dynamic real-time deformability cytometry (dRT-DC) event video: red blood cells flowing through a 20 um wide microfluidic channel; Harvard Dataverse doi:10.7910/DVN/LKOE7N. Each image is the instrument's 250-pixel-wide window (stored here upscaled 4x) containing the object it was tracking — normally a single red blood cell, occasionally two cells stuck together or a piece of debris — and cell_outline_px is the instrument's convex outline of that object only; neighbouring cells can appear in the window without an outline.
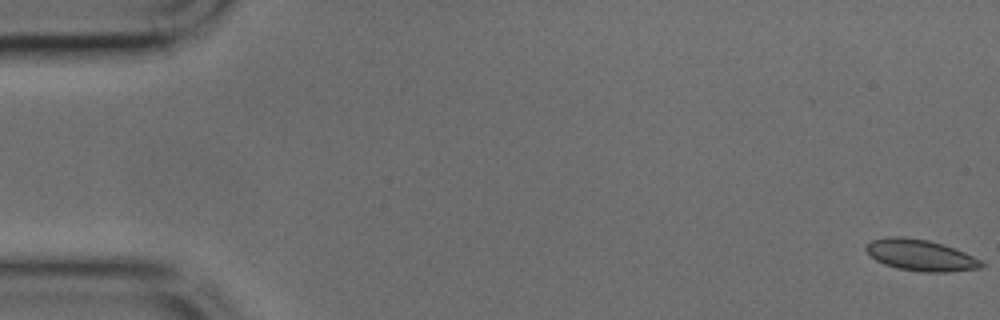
{"species": "common noctule bat (a hibernating species)", "species_latin": "Nyctalus noctula", "temperature_condition": "cold", "stored_images_in_passage": 12, "camera_frame_rate_fps": 3000, "um_per_image_px": 0.085, "animal": {"sex": "male", "body_mass_g": 17.9, "forearm_length_mm": 54.2}, "frame": {"image": 1, "passage_image": 1, "time_ms": 0.0, "image_size_px": [1000, 320], "cell_outline_px": [[984, 264], [980, 268], [948, 272], [924, 272], [896, 268], [884, 264], [876, 260], [864, 248], [872, 240], [888, 236], [904, 236], [928, 240], [964, 252], [980, 260]], "centroid_in_image_um": [78.22, 21.69], "position_along_channel_um": 6.8, "area_um2": 20.81}}